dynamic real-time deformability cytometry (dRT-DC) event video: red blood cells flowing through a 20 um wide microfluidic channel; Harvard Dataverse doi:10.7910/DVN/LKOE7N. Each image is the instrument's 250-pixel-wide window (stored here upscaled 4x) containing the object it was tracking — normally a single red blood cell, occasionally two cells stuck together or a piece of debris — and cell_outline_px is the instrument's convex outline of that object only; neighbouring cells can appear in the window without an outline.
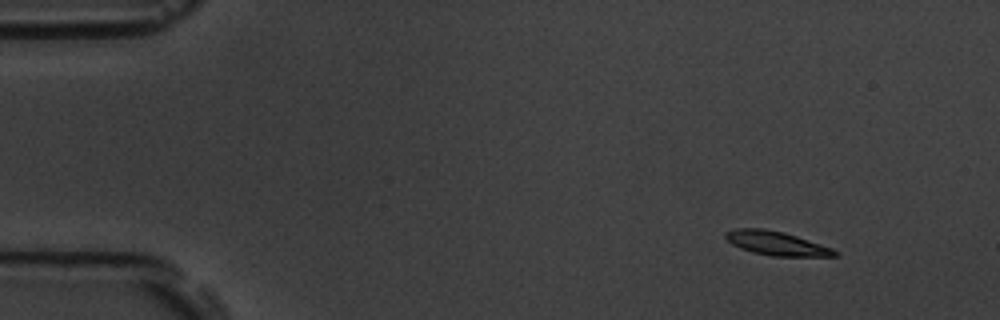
{"species": "common noctule bat (a hibernating species)", "species_latin": "Nyctalus noctula", "temperature_condition": "room temperature", "stored_images_in_passage": 5, "camera_frame_rate_fps": 3000, "um_per_image_px": 0.085, "animal": {"sex": "male", "body_mass_g": 19.5, "forearm_length_mm": 54.6}, "frame": {"image": 1, "passage_image": 1, "time_ms": 0.0, "image_size_px": [1000, 320], "cell_outline_px": [[836, 256], [772, 256], [752, 252], [740, 248], [732, 244], [724, 236], [724, 232], [736, 228], [764, 228], [784, 232], [832, 248], [836, 252]], "centroid_in_image_um": [65.93, 20.67], "position_along_channel_um": 19.1, "area_um2": 15.09}}
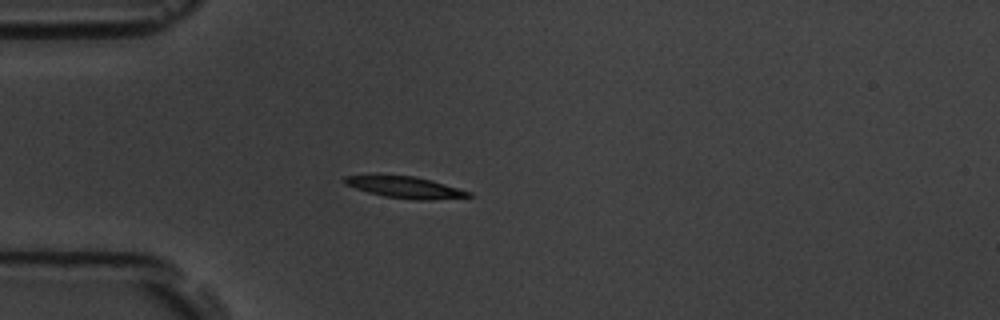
{"frame": {"image": 2, "passage_image": 4, "time_ms": 3.333, "image_size_px": [1000, 320], "cell_outline_px": [[472, 196], [428, 200], [416, 200], [384, 196], [368, 192], [344, 184], [344, 176], [412, 176], [432, 180], [472, 192]], "centroid_in_image_um": [34.48, 15.93], "position_along_channel_um": 50.5, "area_um2": 15.14}}